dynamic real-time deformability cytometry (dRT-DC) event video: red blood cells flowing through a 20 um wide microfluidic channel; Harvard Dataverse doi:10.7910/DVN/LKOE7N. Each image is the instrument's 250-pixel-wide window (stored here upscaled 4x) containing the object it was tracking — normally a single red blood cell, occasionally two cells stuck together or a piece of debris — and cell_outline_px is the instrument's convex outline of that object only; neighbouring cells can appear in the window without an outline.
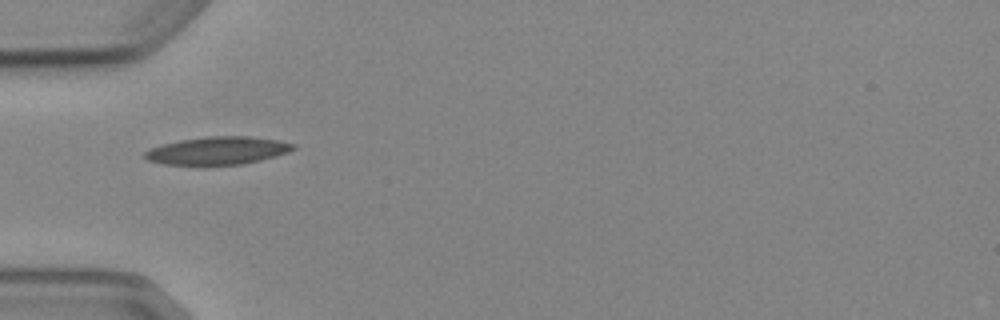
{"species": "Egyptian fruit bat (a non-hibernating species)", "species_latin": "Rousettus aegyptiacus", "temperature_condition": "cold", "stored_images_in_passage": 3, "camera_frame_rate_fps": 3000, "um_per_image_px": 0.085, "animal": {"sex": "female"}, "frame": {"image": 1, "passage_image": 1, "time_ms": 0.0, "image_size_px": [1000, 320], "cell_outline_px": [[296, 148], [288, 152], [260, 160], [240, 164], [204, 168], [164, 164], [148, 160], [144, 156], [144, 152], [148, 148], [180, 140], [208, 136], [248, 136], [280, 140], [296, 144]], "centroid_in_image_um": [18.46, 12.84], "position_along_channel_um": 66.5, "area_um2": 24.91}}
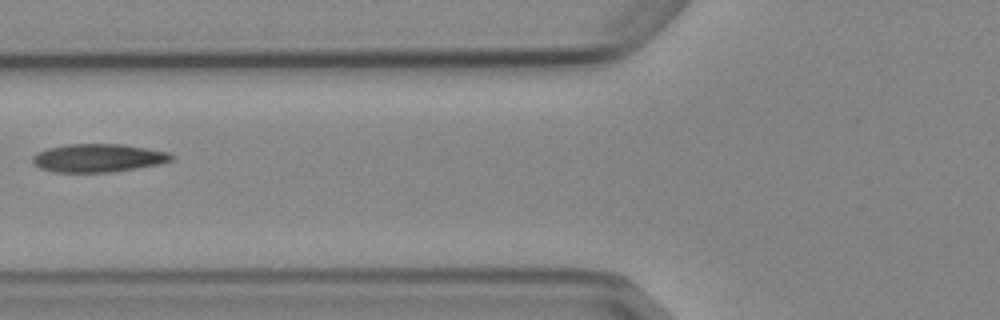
{"frame": {"image": 2, "passage_image": 2, "time_ms": 1.333, "image_size_px": [1000, 320], "cell_outline_px": [[176, 156], [172, 160], [160, 164], [112, 172], [52, 172], [40, 168], [32, 164], [32, 156], [36, 152], [48, 148], [68, 144], [124, 144], [168, 152]], "centroid_in_image_um": [8.33, 13.43], "position_along_channel_um": 117.5, "area_um2": 23.0}}